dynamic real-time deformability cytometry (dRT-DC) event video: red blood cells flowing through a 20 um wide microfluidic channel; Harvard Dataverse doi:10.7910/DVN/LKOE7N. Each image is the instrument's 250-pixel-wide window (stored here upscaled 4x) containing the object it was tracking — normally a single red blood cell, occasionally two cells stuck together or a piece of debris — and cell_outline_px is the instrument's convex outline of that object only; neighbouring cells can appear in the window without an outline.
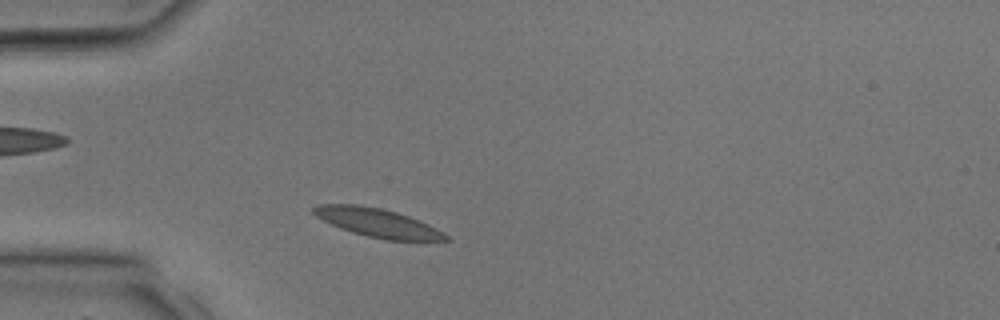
{"species": "common noctule bat (a hibernating species)", "species_latin": "Nyctalus noctula", "temperature_condition": "room temperature", "stored_images_in_passage": 7, "camera_frame_rate_fps": 3000, "um_per_image_px": 0.085, "animal": {"sex": "male", "body_mass_g": 17.9, "forearm_length_mm": 54.2}, "frame": {"image": 1, "passage_image": 4, "time_ms": 1.0, "image_size_px": [1000, 320], "cell_outline_px": [[452, 240], [384, 240], [352, 232], [340, 228], [316, 216], [312, 212], [312, 208], [316, 204], [360, 204], [380, 208], [396, 212], [408, 216], [428, 224], [436, 228], [448, 236]], "centroid_in_image_um": [32.06, 18.92], "position_along_channel_um": 52.9, "area_um2": 21.85}}